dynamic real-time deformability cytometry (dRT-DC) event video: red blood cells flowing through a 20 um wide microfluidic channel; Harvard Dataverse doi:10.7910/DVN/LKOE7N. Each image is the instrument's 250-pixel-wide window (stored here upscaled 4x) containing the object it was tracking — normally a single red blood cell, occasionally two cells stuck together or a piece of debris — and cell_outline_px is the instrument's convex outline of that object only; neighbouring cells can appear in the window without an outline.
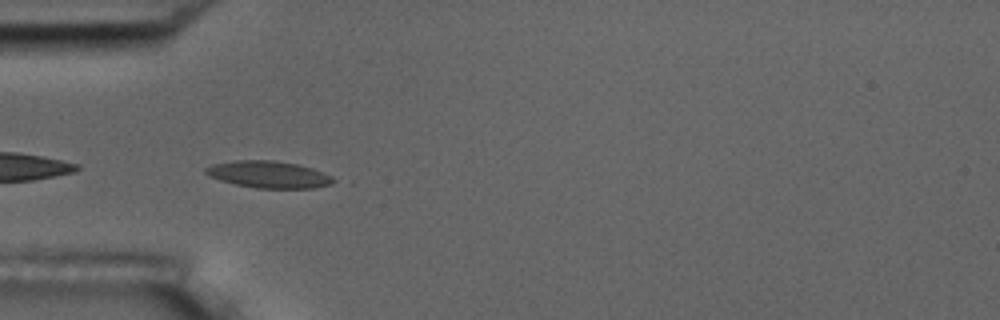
{"species": "common noctule bat (a hibernating species)", "species_latin": "Nyctalus noctula", "temperature_condition": "room temperature", "stored_images_in_passage": 8, "camera_frame_rate_fps": 3000, "um_per_image_px": 0.085, "animal": {"sex": "male", "body_mass_g": 17.5, "forearm_length_mm": 52.3}, "frame": {"image": 1, "passage_image": 5, "time_ms": 5.667, "image_size_px": [1000, 320], "cell_outline_px": [[340, 180], [332, 184], [316, 188], [256, 188], [236, 184], [220, 180], [208, 176], [204, 172], [204, 168], [212, 164], [236, 160], [272, 160], [296, 164], [312, 168], [332, 176]], "centroid_in_image_um": [22.86, 14.83], "position_along_channel_um": 62.1, "area_um2": 20.17}}
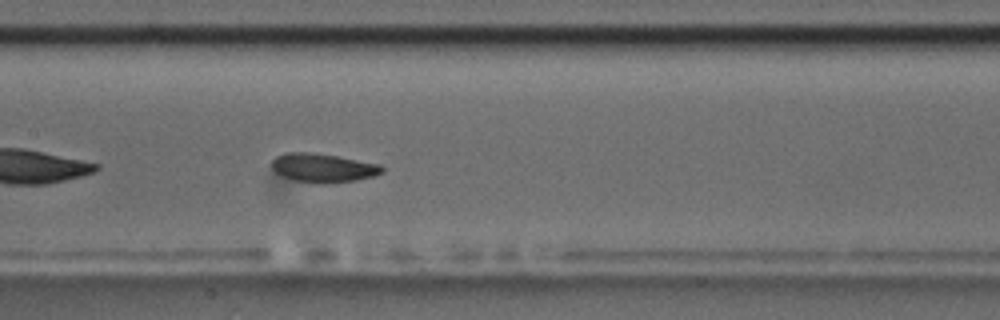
{"frame": {"image": 2, "passage_image": 8, "time_ms": 9.0, "image_size_px": [1000, 320], "cell_outline_px": [[384, 172], [372, 176], [356, 180], [328, 184], [320, 184], [292, 180], [276, 172], [272, 168], [272, 160], [276, 156], [284, 152], [312, 152], [336, 156], [380, 164], [384, 168]], "centroid_in_image_um": [27.45, 14.27], "position_along_channel_um": 180.0, "area_um2": 18.61}}